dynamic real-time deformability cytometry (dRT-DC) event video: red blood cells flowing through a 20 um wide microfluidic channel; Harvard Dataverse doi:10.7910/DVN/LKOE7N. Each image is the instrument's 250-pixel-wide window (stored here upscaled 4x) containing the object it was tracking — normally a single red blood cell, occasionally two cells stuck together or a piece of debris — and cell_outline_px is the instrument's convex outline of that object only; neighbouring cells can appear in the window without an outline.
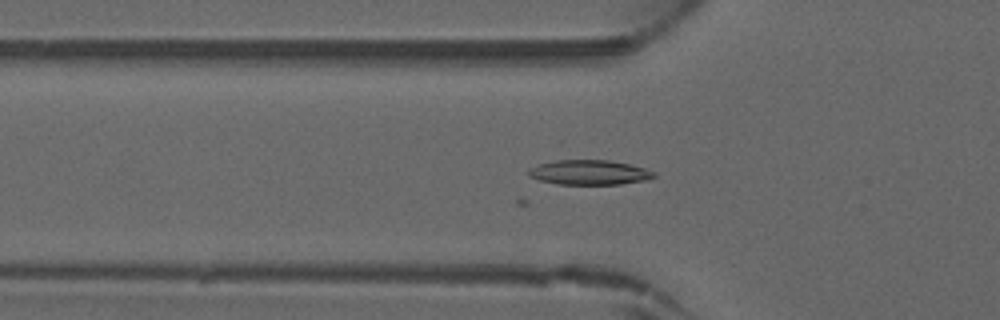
{"species": "common noctule bat (a hibernating species)", "species_latin": "Nyctalus noctula", "temperature_condition": "warm", "stored_images_in_passage": 45, "camera_frame_rate_fps": 3000, "um_per_image_px": 0.085, "animal": {"sex": "male", "forearm_length_mm": 52.5}, "frame": {"image": 1, "passage_image": 15, "time_ms": 4.667, "image_size_px": [1000, 320], "cell_outline_px": [[656, 176], [644, 180], [620, 184], [556, 184], [540, 180], [528, 176], [528, 168], [536, 164], [556, 160], [608, 160], [628, 164], [644, 168], [656, 172]], "centroid_in_image_um": [50.04, 14.65], "position_along_channel_um": 75.8, "area_um2": 18.09}}
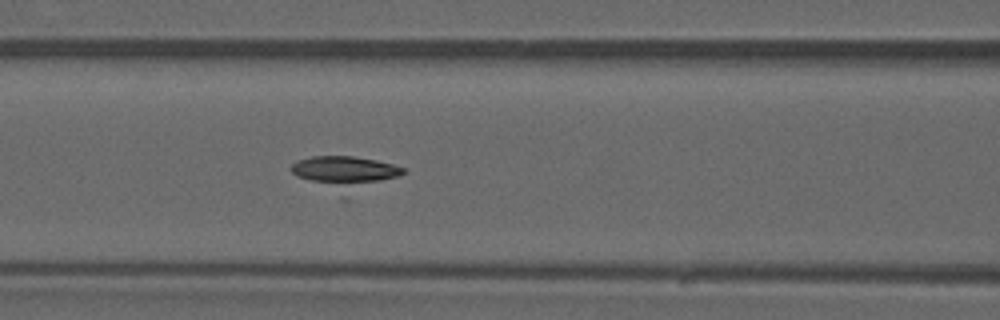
{"frame": {"image": 2, "passage_image": 19, "time_ms": 6.0, "image_size_px": [1000, 320], "cell_outline_px": [[404, 172], [400, 176], [380, 180], [348, 184], [340, 184], [312, 180], [296, 176], [288, 168], [292, 164], [300, 160], [312, 156], [352, 156], [376, 160], [392, 164], [404, 168]], "centroid_in_image_um": [29.27, 14.41], "position_along_channel_um": 137.3, "area_um2": 17.34}}
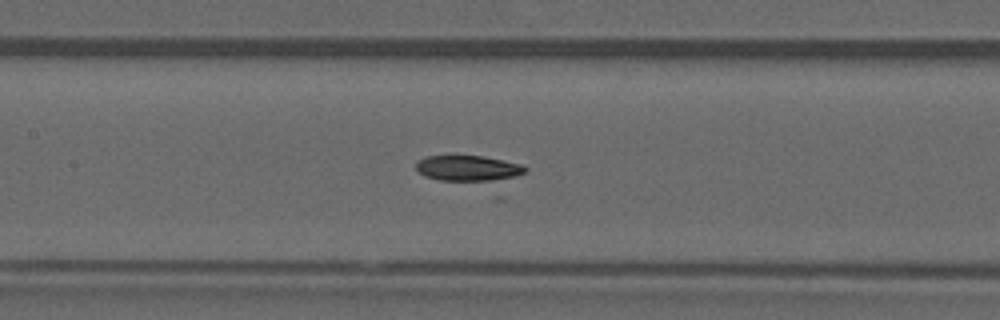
{"frame": {"image": 3, "passage_image": 21, "time_ms": 6.667, "image_size_px": [1000, 320], "cell_outline_px": [[528, 168], [524, 172], [516, 176], [492, 184], [488, 184], [440, 180], [424, 176], [416, 168], [416, 160], [424, 156], [484, 156], [504, 160], [520, 164]], "centroid_in_image_um": [39.83, 14.35], "position_along_channel_um": 167.6, "area_um2": 17.22}}